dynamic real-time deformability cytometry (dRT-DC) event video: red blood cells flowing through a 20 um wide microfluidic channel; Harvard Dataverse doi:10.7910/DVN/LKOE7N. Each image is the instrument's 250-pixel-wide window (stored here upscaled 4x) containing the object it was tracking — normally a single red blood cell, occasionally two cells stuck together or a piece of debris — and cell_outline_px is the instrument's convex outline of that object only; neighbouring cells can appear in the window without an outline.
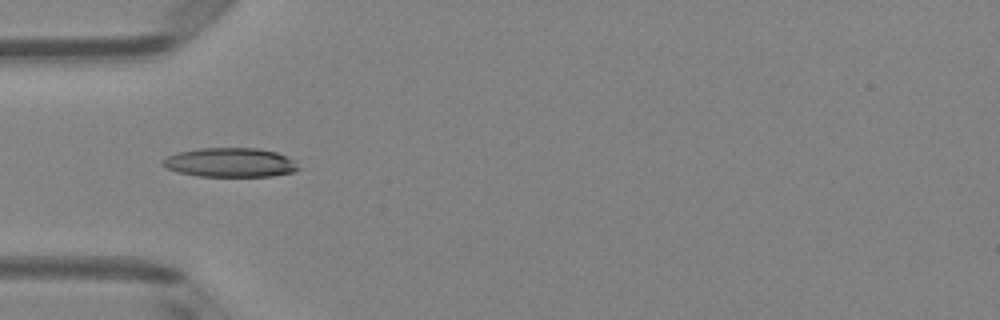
{"species": "Egyptian fruit bat (a non-hibernating species)", "species_latin": "Rousettus aegyptiacus", "temperature_condition": "room temperature", "stored_images_in_passage": 30, "camera_frame_rate_fps": 3000, "um_per_image_px": 0.085, "animal": {"sex": "female"}, "frame": {"image": 1, "passage_image": 1, "time_ms": 0.0, "image_size_px": [1000, 320], "cell_outline_px": [[300, 168], [292, 172], [272, 176], [200, 176], [180, 172], [164, 168], [160, 164], [160, 160], [176, 152], [200, 148], [256, 148], [276, 152], [288, 156], [296, 160]], "centroid_in_image_um": [19.56, 13.8], "position_along_channel_um": 65.4, "area_um2": 23.29}}
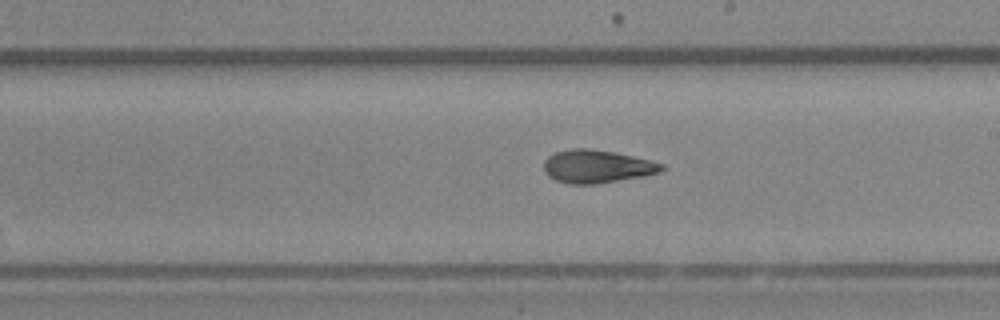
{"frame": {"image": 2, "passage_image": 14, "time_ms": 4.333, "image_size_px": [1000, 320], "cell_outline_px": [[664, 168], [660, 172], [644, 176], [596, 184], [568, 184], [556, 180], [548, 176], [544, 172], [544, 160], [548, 156], [556, 152], [572, 148], [588, 148], [612, 152], [632, 156], [664, 164]], "centroid_in_image_um": [50.7, 14.15], "position_along_channel_um": 238.3, "area_um2": 22.6}}
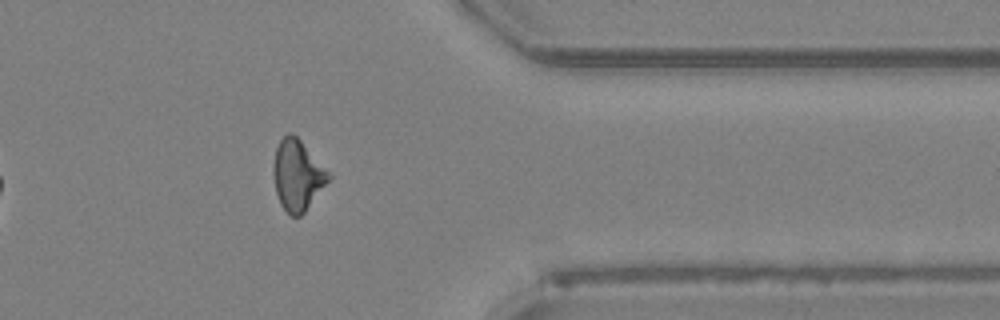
{"frame": {"image": 3, "passage_image": 26, "time_ms": 8.333, "image_size_px": [1000, 320], "cell_outline_px": [[332, 176], [304, 212], [300, 216], [292, 216], [280, 204], [276, 192], [272, 172], [272, 164], [276, 148], [280, 140], [288, 132], [292, 132], [300, 140]], "centroid_in_image_um": [25.25, 14.88], "position_along_channel_um": 386.2, "area_um2": 22.37}, "authors_computed_cell_mechanics": {"area_um2": 22.6287, "velocity_mm_per_s": 4.0257, "shape_relaxation_time_tau1_ms": 4.9224, "shape_relaxation_time_tau2_ms": 3.414, "deformation_change_tau1": 0.1361, "deformation_change_tau2": 0.1211}}